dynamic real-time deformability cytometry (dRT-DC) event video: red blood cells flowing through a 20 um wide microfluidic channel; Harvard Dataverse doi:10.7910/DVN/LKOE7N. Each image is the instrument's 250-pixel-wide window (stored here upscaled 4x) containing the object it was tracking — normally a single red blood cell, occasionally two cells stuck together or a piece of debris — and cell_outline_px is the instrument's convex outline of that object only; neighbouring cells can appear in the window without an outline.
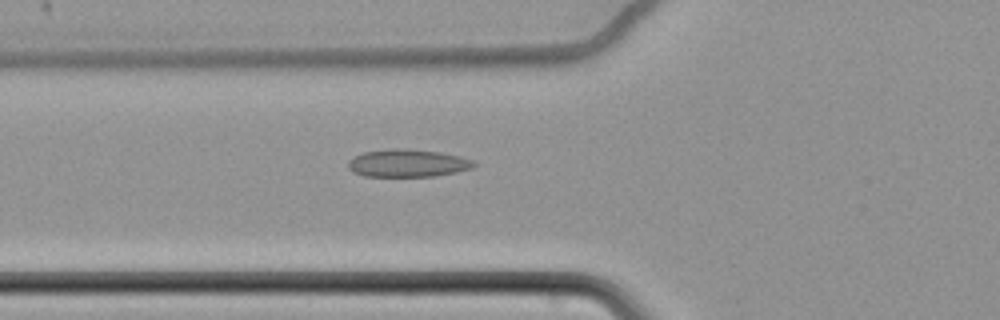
{"species": "common noctule bat (a hibernating species)", "species_latin": "Nyctalus noctula", "temperature_condition": "cold", "stored_images_in_passage": 62, "camera_frame_rate_fps": 3000, "um_per_image_px": 0.085, "animal": {"sex": "female", "body_mass_g": 22.7, "forearm_length_mm": 54.2}, "frame": {"image": 1, "passage_image": 25, "time_ms": 8.0, "image_size_px": [1000, 320], "cell_outline_px": [[476, 164], [472, 168], [456, 172], [432, 176], [364, 176], [352, 172], [348, 168], [348, 160], [352, 156], [364, 152], [396, 148], [404, 148], [440, 152], [460, 156], [476, 160]], "centroid_in_image_um": [34.64, 13.86], "position_along_channel_um": 91.2, "area_um2": 20.4}}
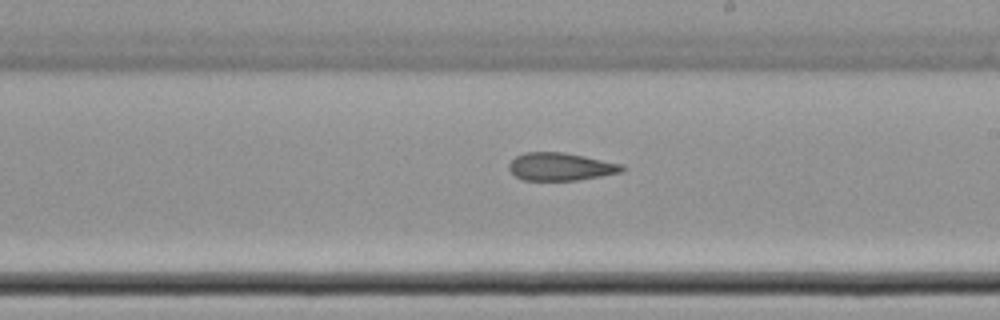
{"frame": {"image": 2, "passage_image": 38, "time_ms": 12.333, "image_size_px": [1000, 320], "cell_outline_px": [[628, 168], [624, 172], [576, 180], [524, 180], [516, 176], [508, 168], [508, 164], [516, 156], [524, 152], [564, 152], [624, 164]], "centroid_in_image_um": [47.7, 14.16], "position_along_channel_um": 241.3, "area_um2": 18.44}}
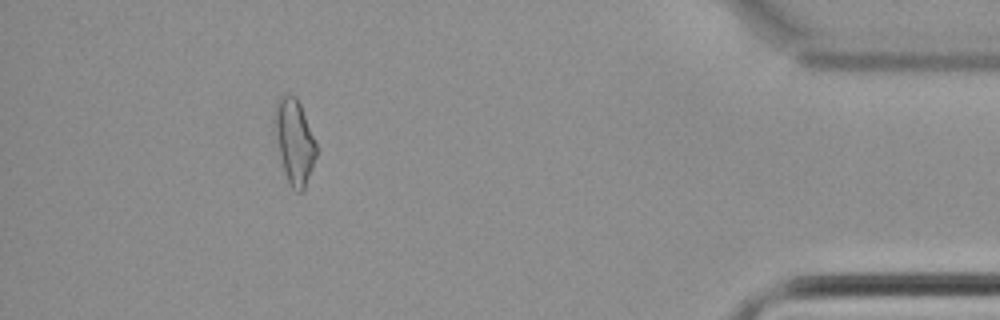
{"frame": {"image": 3, "passage_image": 57, "time_ms": 18.667, "image_size_px": [1000, 320], "cell_outline_px": [[316, 156], [312, 168], [304, 188], [300, 192], [296, 192], [292, 188], [288, 180], [280, 156], [272, 128], [272, 112], [276, 100], [280, 96], [288, 92], [296, 96], [300, 104], [316, 144]], "centroid_in_image_um": [24.96, 11.92], "position_along_channel_um": 410.2, "area_um2": 20.75}, "authors_computed_cell_mechanics": {"area_um2": 20.3456, "velocity_mm_per_s": 3.4603, "shape_relaxation_time_tau1_ms": null, "shape_relaxation_time_tau2_ms": 3.2521, "deformation_change_tau1": null, "deformation_change_tau2": 0.1041}}